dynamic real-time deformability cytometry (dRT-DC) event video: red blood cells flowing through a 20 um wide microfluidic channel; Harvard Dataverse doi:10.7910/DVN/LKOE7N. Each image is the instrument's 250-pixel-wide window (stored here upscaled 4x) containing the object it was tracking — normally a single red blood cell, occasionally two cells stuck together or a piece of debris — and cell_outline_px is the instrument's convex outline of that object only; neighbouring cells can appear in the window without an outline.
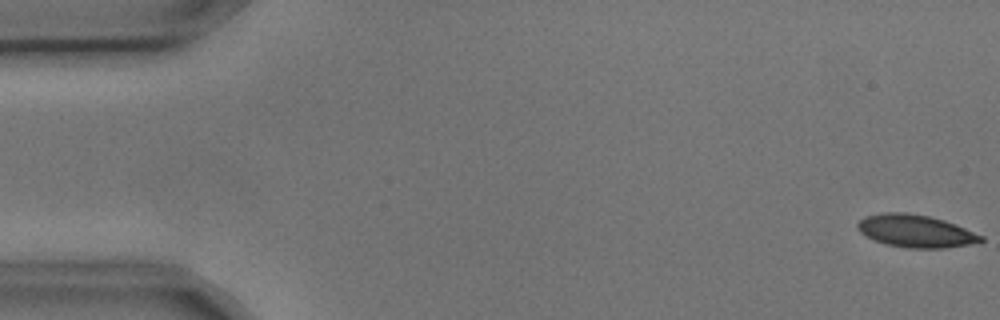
{"species": "common noctule bat (a hibernating species)", "species_latin": "Nyctalus noctula", "temperature_condition": "cold", "stored_images_in_passage": 6, "camera_frame_rate_fps": 3000, "um_per_image_px": 0.085, "animal": {"sex": "male", "body_mass_g": 17.9, "forearm_length_mm": 54.2}, "frame": {"image": 1, "passage_image": 1, "time_ms": 0.0, "image_size_px": [1000, 320], "cell_outline_px": [[984, 240], [968, 244], [944, 248], [908, 248], [888, 244], [876, 240], [860, 232], [856, 228], [856, 224], [864, 216], [884, 212], [904, 212], [928, 216], [944, 220], [956, 224], [984, 236]], "centroid_in_image_um": [77.82, 19.62], "position_along_channel_um": 7.2, "area_um2": 23.24}}
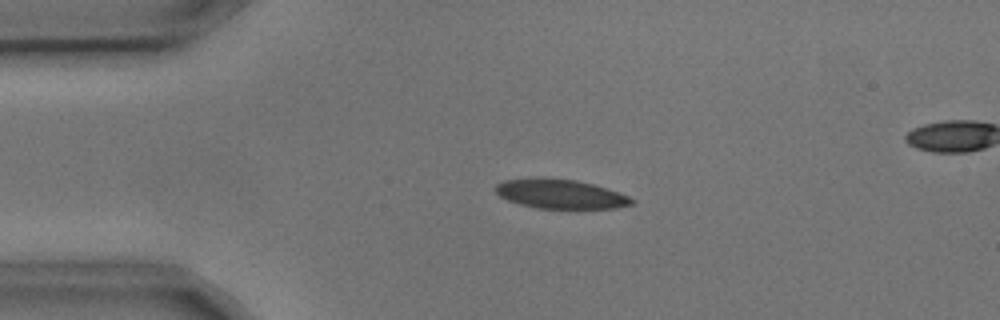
{"frame": {"image": 2, "passage_image": 4, "time_ms": 1.0, "image_size_px": [1000, 320], "cell_outline_px": [[636, 200], [632, 204], [616, 208], [536, 208], [520, 204], [508, 200], [500, 196], [492, 188], [496, 184], [504, 180], [532, 176], [536, 176], [576, 180], [608, 188], [620, 192]], "centroid_in_image_um": [47.59, 16.46], "position_along_channel_um": 37.4, "area_um2": 23.64}}